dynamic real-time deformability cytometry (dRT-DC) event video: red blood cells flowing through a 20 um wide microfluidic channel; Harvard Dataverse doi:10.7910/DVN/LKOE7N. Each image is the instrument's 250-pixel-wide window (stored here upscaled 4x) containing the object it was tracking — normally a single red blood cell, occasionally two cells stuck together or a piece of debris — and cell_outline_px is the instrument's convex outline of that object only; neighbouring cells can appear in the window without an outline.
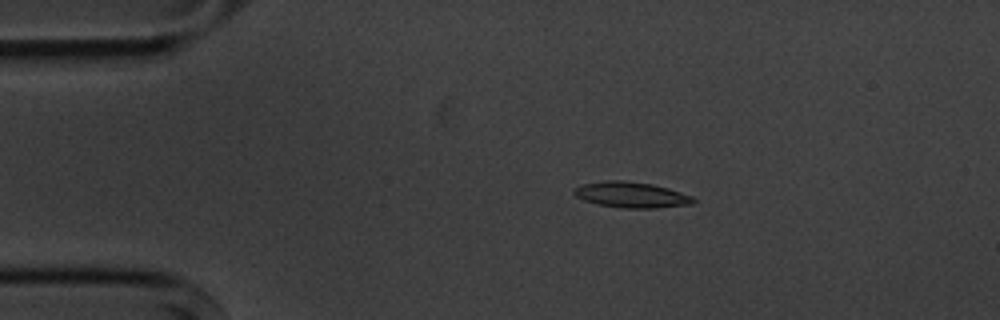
{"species": "common noctule bat (a hibernating species)", "species_latin": "Nyctalus noctula", "temperature_condition": "cold", "stored_images_in_passage": 8, "camera_frame_rate_fps": 3000, "um_per_image_px": 0.085, "animal": {"sex": "male", "body_mass_g": 20.1, "forearm_length_mm": 53.5}, "frame": {"image": 1, "passage_image": 3, "time_ms": 2.333, "image_size_px": [1000, 320], "cell_outline_px": [[696, 200], [692, 204], [656, 208], [620, 208], [596, 204], [584, 200], [576, 196], [572, 192], [572, 188], [584, 184], [608, 180], [620, 180], [652, 184], [668, 188], [692, 196]], "centroid_in_image_um": [53.64, 16.56], "position_along_channel_um": 31.4, "area_um2": 17.92}}
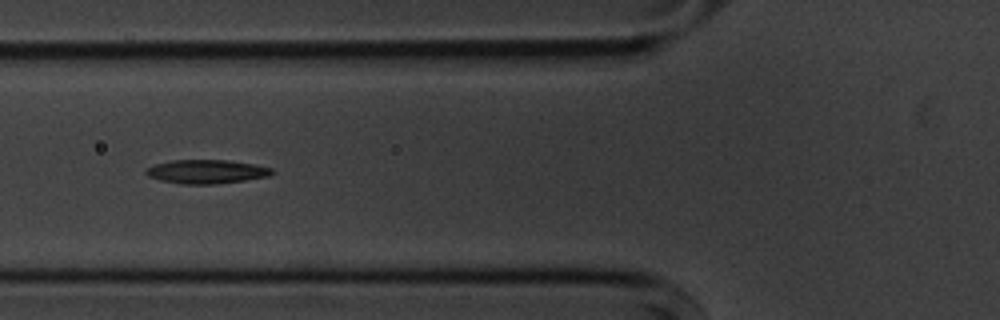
{"frame": {"image": 2, "passage_image": 6, "time_ms": 5.667, "image_size_px": [1000, 320], "cell_outline_px": [[276, 172], [272, 176], [216, 184], [180, 184], [160, 180], [148, 176], [144, 172], [144, 168], [152, 164], [172, 160], [228, 160], [256, 164], [272, 168]], "centroid_in_image_um": [17.55, 14.58], "position_along_channel_um": 108.3, "area_um2": 17.86}}
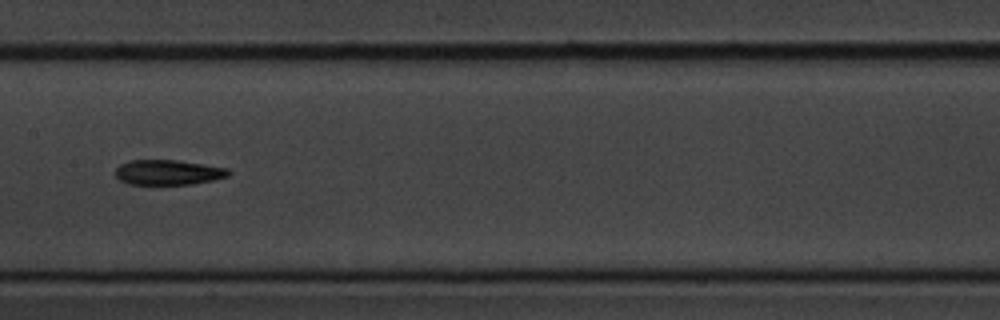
{"frame": {"image": 3, "passage_image": 8, "time_ms": 8.0, "image_size_px": [1000, 320], "cell_outline_px": [[232, 172], [228, 176], [212, 180], [192, 184], [128, 184], [120, 180], [116, 176], [116, 168], [120, 164], [132, 160], [176, 160], [204, 164], [228, 168]], "centroid_in_image_um": [14.31, 14.65], "position_along_channel_um": 193.1, "area_um2": 16.47}}